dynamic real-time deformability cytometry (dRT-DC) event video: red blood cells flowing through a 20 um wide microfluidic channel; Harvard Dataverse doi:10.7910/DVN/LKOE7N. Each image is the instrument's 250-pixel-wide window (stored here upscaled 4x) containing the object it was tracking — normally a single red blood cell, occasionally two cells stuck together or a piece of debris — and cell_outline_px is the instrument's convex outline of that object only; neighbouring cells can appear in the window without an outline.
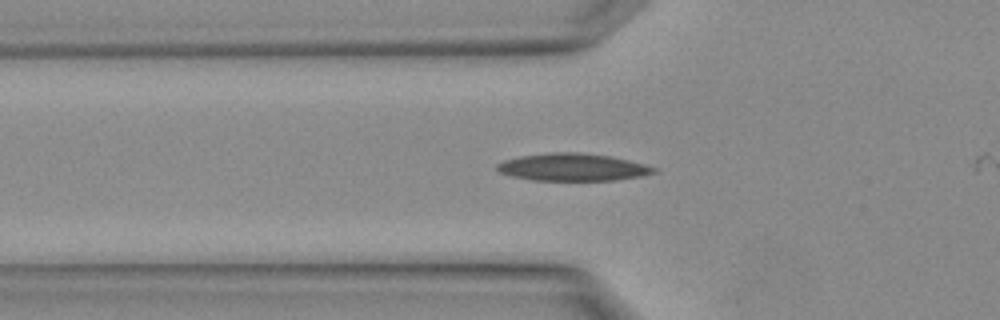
{"species": "Egyptian fruit bat (a non-hibernating species)", "species_latin": "Rousettus aegyptiacus", "temperature_condition": "warm", "stored_images_in_passage": 3, "camera_frame_rate_fps": 3000, "um_per_image_px": 0.085, "animal": {"sex": "female"}, "frame": {"image": 1, "passage_image": 3, "time_ms": 0.667, "image_size_px": [1000, 320], "cell_outline_px": [[656, 172], [640, 176], [616, 180], [532, 180], [512, 176], [500, 172], [496, 168], [496, 164], [504, 160], [520, 156], [548, 152], [576, 152], [612, 156], [644, 164], [656, 168]], "centroid_in_image_um": [48.65, 14.2], "position_along_channel_um": 77.1, "area_um2": 24.97}}